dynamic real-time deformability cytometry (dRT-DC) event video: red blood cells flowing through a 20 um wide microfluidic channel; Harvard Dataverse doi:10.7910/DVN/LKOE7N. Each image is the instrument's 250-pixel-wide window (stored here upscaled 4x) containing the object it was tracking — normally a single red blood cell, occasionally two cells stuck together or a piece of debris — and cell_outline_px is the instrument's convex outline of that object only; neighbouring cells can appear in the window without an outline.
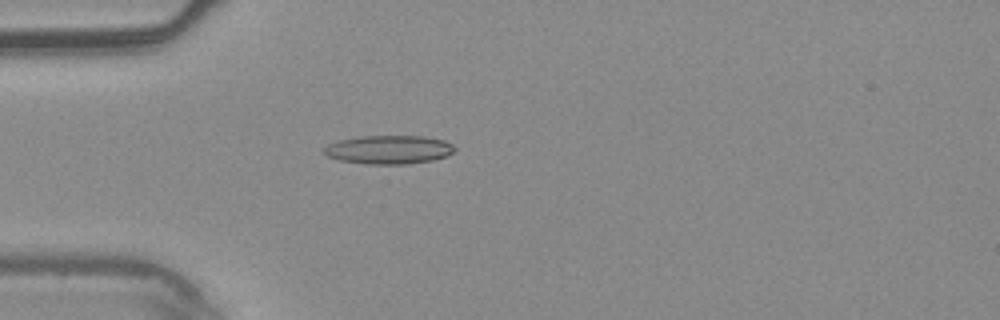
{"species": "common noctule bat (a hibernating species)", "species_latin": "Nyctalus noctula", "temperature_condition": "warm", "stored_images_in_passage": 5, "camera_frame_rate_fps": 3000, "um_per_image_px": 0.085, "animal": {"sex": "male", "body_mass_g": 20.4}, "frame": {"image": 1, "passage_image": 5, "time_ms": 1.333, "image_size_px": [1000, 320], "cell_outline_px": [[456, 148], [448, 156], [432, 160], [408, 164], [364, 164], [340, 160], [328, 156], [324, 152], [324, 148], [328, 144], [340, 140], [360, 136], [424, 136], [444, 140], [452, 144]], "centroid_in_image_um": [33.07, 12.72], "position_along_channel_um": 51.9, "area_um2": 21.79}}